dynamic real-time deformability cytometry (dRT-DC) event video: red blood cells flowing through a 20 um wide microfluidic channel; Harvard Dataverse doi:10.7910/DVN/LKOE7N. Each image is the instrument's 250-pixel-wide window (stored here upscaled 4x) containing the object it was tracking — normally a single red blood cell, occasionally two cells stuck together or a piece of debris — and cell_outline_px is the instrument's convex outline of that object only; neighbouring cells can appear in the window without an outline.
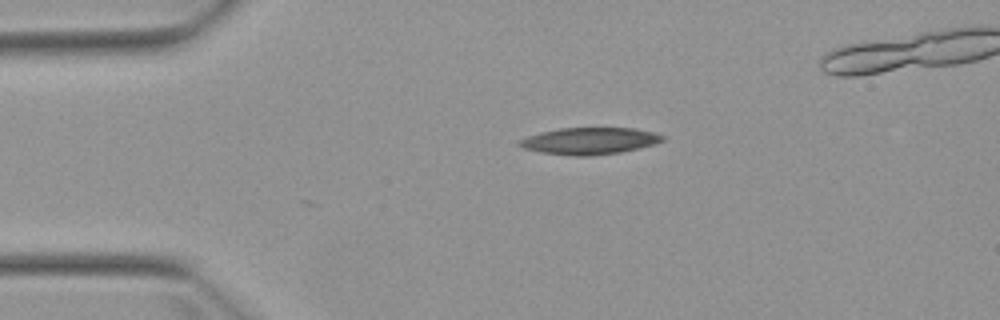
{"species": "Egyptian fruit bat (a non-hibernating species)", "species_latin": "Rousettus aegyptiacus", "temperature_condition": "warm", "stored_images_in_passage": 3, "camera_frame_rate_fps": 3000, "um_per_image_px": 0.085, "animal": {"sex": "female"}, "frame": {"image": 1, "passage_image": 1, "time_ms": 0.0, "image_size_px": [1000, 320], "cell_outline_px": [[664, 140], [656, 144], [640, 148], [620, 152], [588, 156], [576, 156], [540, 152], [524, 148], [516, 144], [520, 140], [528, 136], [560, 128], [636, 128], [652, 132], [664, 136]], "centroid_in_image_um": [50.14, 11.98], "position_along_channel_um": 34.9, "area_um2": 22.2}}